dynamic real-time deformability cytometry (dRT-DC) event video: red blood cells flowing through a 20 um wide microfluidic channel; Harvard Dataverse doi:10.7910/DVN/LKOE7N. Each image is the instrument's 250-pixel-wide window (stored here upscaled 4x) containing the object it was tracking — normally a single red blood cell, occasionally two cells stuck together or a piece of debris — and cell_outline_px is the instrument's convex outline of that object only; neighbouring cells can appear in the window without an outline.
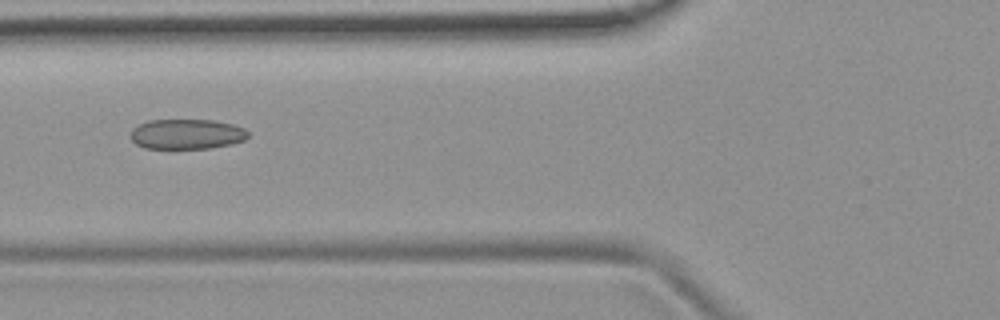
{"species": "common noctule bat (a hibernating species)", "species_latin": "Nyctalus noctula", "temperature_condition": "room temperature", "stored_images_in_passage": 8, "camera_frame_rate_fps": 3000, "um_per_image_px": 0.085, "animal": {"sex": "female", "body_mass_g": 19.9}, "frame": {"image": 1, "passage_image": 6, "time_ms": 1.667, "image_size_px": [1000, 320], "cell_outline_px": [[248, 136], [244, 140], [232, 144], [208, 148], [144, 148], [136, 144], [132, 140], [132, 128], [148, 120], [216, 120], [232, 124], [244, 128], [248, 132]], "centroid_in_image_um": [15.89, 11.39], "position_along_channel_um": 109.9, "area_um2": 20.52}}
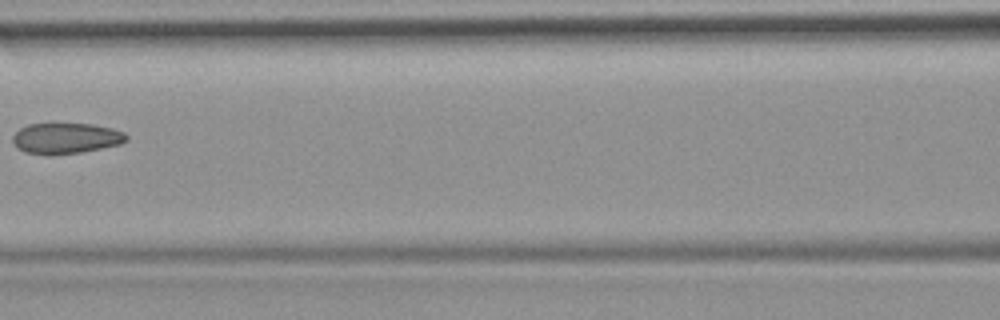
{"frame": {"image": 2, "passage_image": 7, "time_ms": 2.0, "image_size_px": [1000, 320], "cell_outline_px": [[128, 140], [120, 144], [80, 152], [24, 152], [16, 148], [12, 140], [12, 136], [20, 128], [28, 124], [92, 124], [112, 128], [124, 132], [128, 136]], "centroid_in_image_um": [5.62, 11.71], "position_along_channel_um": 161.0, "area_um2": 19.71}}
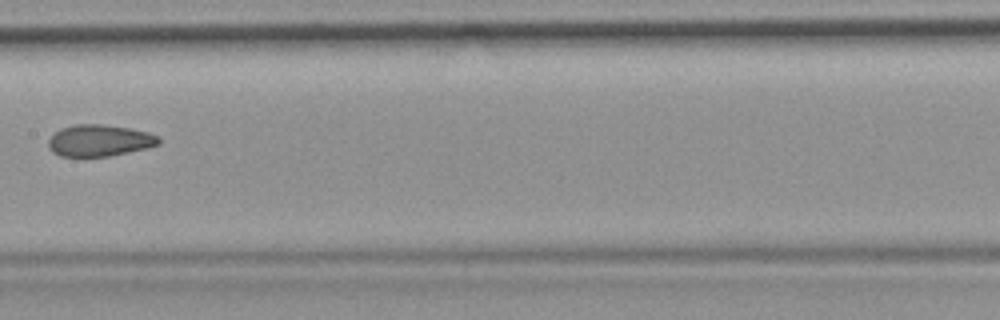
{"frame": {"image": 3, "passage_image": 8, "time_ms": 2.333, "image_size_px": [1000, 320], "cell_outline_px": [[160, 144], [148, 148], [108, 156], [60, 156], [52, 152], [48, 148], [48, 140], [60, 128], [76, 124], [100, 124], [128, 128], [148, 132], [156, 136], [160, 140]], "centroid_in_image_um": [8.43, 11.94], "position_along_channel_um": 199.0, "area_um2": 20.23}}